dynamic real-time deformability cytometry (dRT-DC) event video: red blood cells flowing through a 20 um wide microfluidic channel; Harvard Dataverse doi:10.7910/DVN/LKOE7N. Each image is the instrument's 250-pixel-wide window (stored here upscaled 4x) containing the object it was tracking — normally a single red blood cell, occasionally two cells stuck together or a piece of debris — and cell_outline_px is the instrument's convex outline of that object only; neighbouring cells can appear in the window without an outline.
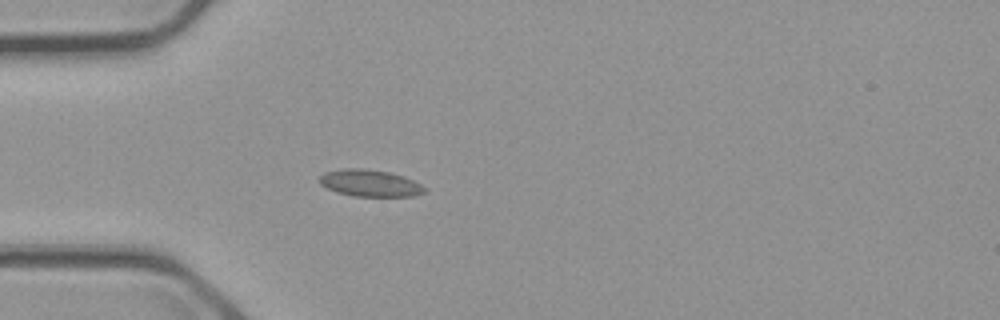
{"species": "common noctule bat (a hibernating species)", "species_latin": "Nyctalus noctula", "temperature_condition": "cold", "stored_images_in_passage": 18, "camera_frame_rate_fps": 3000, "um_per_image_px": 0.085, "animal": {"sex": "male", "body_mass_g": 23.1, "forearm_length_mm": 52.7}, "frame": {"image": 1, "passage_image": 12, "time_ms": 3.667, "image_size_px": [1000, 320], "cell_outline_px": [[428, 188], [424, 192], [412, 196], [352, 196], [336, 192], [320, 184], [320, 176], [324, 172], [344, 168], [364, 168], [388, 172], [404, 176]], "centroid_in_image_um": [31.44, 15.56], "position_along_channel_um": 53.6, "area_um2": 16.42}}
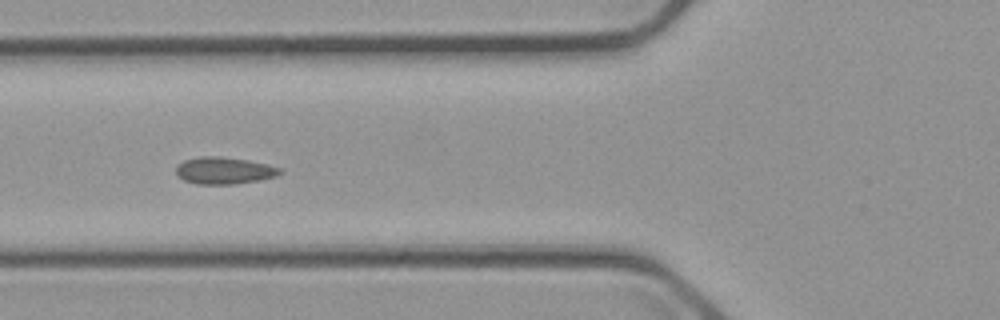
{"frame": {"image": 2, "passage_image": 17, "time_ms": 5.333, "image_size_px": [1000, 320], "cell_outline_px": [[284, 172], [276, 176], [260, 180], [236, 184], [196, 184], [184, 180], [176, 176], [176, 164], [184, 160], [200, 156], [220, 156], [248, 160], [268, 164], [280, 168]], "centroid_in_image_um": [19.04, 14.49], "position_along_channel_um": 106.8, "area_um2": 16.59}}